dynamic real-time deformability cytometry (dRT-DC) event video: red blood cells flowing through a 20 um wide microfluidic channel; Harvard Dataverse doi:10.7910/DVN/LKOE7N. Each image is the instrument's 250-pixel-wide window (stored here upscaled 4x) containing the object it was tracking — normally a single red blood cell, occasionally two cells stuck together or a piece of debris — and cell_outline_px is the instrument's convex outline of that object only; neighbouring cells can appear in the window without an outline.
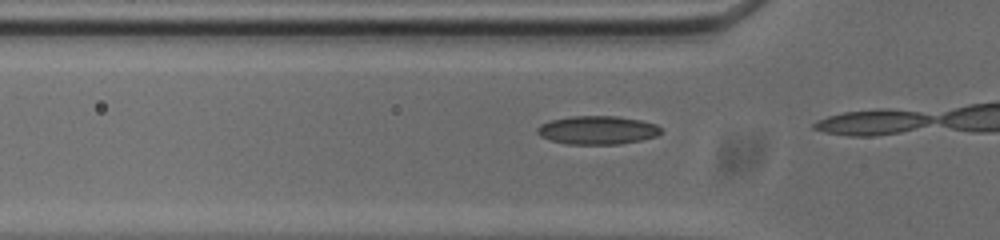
{"species": "common noctule bat (a hibernating species)", "species_latin": "Nyctalus noctula", "temperature_condition": "cold", "stored_images_in_passage": 13, "camera_frame_rate_fps": 3000, "um_per_image_px": 0.085, "animal": {"sex": "male", "body_mass_g": 20.0, "forearm_length_mm": 53.3}, "frame": {"image": 1, "passage_image": 12, "time_ms": 3.667, "image_size_px": [1000, 240], "cell_outline_px": [[660, 132], [656, 136], [640, 140], [620, 144], [568, 144], [552, 140], [540, 136], [536, 132], [536, 128], [540, 124], [552, 120], [572, 116], [616, 116], [640, 120], [656, 124], [660, 128]], "centroid_in_image_um": [50.76, 11.06], "position_along_channel_um": 75.0, "area_um2": 20.35}}